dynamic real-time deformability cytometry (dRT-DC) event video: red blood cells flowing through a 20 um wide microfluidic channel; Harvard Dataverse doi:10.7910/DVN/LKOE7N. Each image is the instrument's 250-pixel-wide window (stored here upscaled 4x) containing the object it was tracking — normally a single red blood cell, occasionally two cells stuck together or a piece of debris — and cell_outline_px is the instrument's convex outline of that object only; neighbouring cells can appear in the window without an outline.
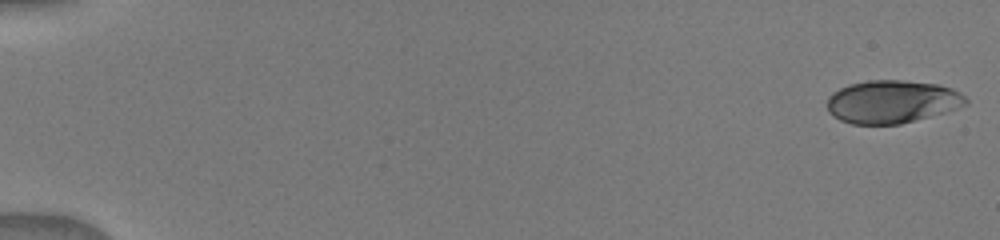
{"species": "human", "species_latin": "Homo sapiens", "temperature_condition": "warm", "stored_images_in_passage": 44, "camera_frame_rate_fps": 3000, "um_per_image_px": 0.085, "donor": {"sex": "male"}, "frame": {"image": 1, "passage_image": 1, "time_ms": 0.0, "image_size_px": [1000, 240], "cell_outline_px": [[968, 104], [944, 112], [900, 124], [852, 124], [840, 120], [832, 116], [828, 112], [828, 96], [832, 92], [848, 84], [868, 80], [904, 80], [940, 84], [952, 88], [960, 92], [968, 100]], "centroid_in_image_um": [75.81, 8.63], "position_along_channel_um": 9.2, "area_um2": 34.85}}
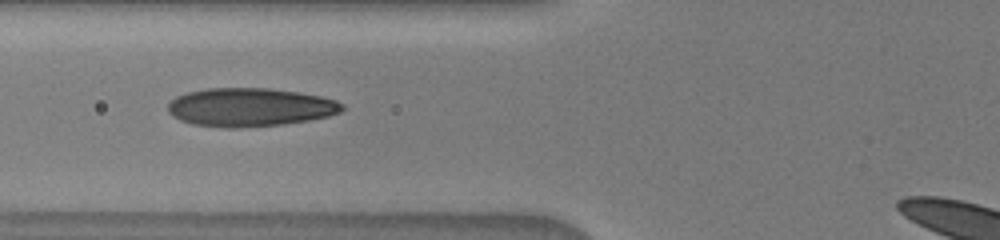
{"frame": {"image": 2, "passage_image": 20, "time_ms": 6.667, "image_size_px": [1000, 240], "cell_outline_px": [[344, 108], [340, 112], [328, 116], [308, 120], [280, 124], [232, 128], [228, 128], [192, 124], [180, 120], [172, 116], [168, 112], [168, 104], [176, 96], [188, 92], [208, 88], [268, 88], [296, 92], [320, 96], [336, 100], [344, 104]], "centroid_in_image_um": [21.23, 9.11], "position_along_channel_um": 104.6, "area_um2": 38.84}}
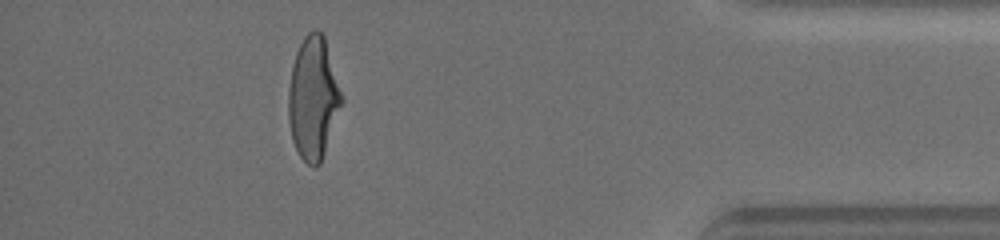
{"frame": {"image": 3, "passage_image": 41, "time_ms": 15.0, "image_size_px": [1000, 240], "cell_outline_px": [[344, 100], [320, 164], [316, 168], [312, 168], [300, 156], [292, 140], [288, 120], [288, 88], [292, 64], [296, 52], [304, 36], [308, 32], [316, 28], [324, 36]], "centroid_in_image_um": [26.61, 8.35], "position_along_channel_um": 408.6, "area_um2": 38.09}}